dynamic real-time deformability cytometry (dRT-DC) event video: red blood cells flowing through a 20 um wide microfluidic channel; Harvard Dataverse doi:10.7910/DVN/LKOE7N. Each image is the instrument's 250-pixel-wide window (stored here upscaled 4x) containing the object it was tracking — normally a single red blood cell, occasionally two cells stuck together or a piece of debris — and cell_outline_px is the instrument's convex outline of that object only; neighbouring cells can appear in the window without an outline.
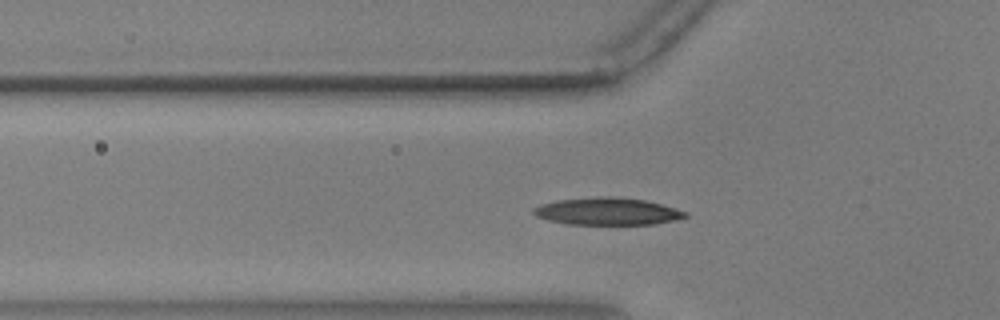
{"species": "common noctule bat (a hibernating species)", "species_latin": "Nyctalus noctula", "temperature_condition": "warm", "stored_images_in_passage": 54, "segment_of_instrument_passage": [1, 2], "camera_frame_rate_fps": 3000, "um_per_image_px": 0.085, "animal": {"sex": "male", "body_mass_g": 17.9, "forearm_length_mm": 54.2}, "frame": {"image": 1, "passage_image": 16, "time_ms": 5.0, "image_size_px": [1000, 320], "cell_outline_px": [[688, 216], [672, 220], [652, 224], [572, 224], [548, 220], [536, 216], [532, 212], [532, 208], [540, 204], [556, 200], [596, 196], [600, 196], [644, 200], [660, 204], [688, 212]], "centroid_in_image_um": [51.57, 17.96], "position_along_channel_um": 74.2, "area_um2": 23.81}}
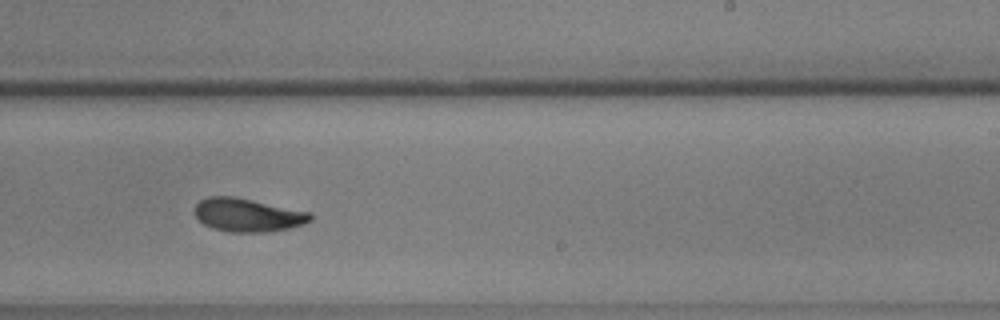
{"frame": {"image": 2, "passage_image": 32, "time_ms": 10.333, "image_size_px": [1000, 320], "cell_outline_px": [[312, 220], [304, 224], [288, 228], [264, 232], [228, 232], [212, 228], [204, 224], [196, 216], [196, 204], [200, 200], [208, 196], [232, 196], [312, 212]], "centroid_in_image_um": [21.07, 18.27], "position_along_channel_um": 267.9, "area_um2": 22.37}}
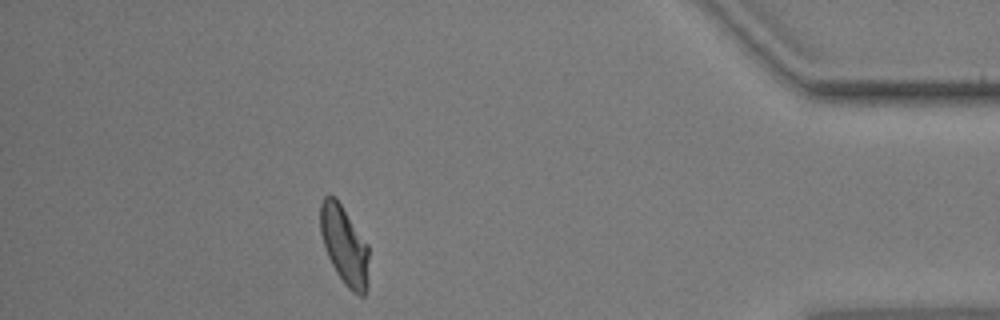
{"frame": {"image": 3, "passage_image": 47, "time_ms": 15.333, "image_size_px": [1000, 320], "cell_outline_px": [[368, 288], [364, 296], [360, 296], [352, 292], [344, 284], [336, 272], [324, 248], [320, 232], [320, 204], [324, 196], [336, 196], [368, 244]], "centroid_in_image_um": [29.28, 20.86], "position_along_channel_um": 405.9, "area_um2": 22.54}}